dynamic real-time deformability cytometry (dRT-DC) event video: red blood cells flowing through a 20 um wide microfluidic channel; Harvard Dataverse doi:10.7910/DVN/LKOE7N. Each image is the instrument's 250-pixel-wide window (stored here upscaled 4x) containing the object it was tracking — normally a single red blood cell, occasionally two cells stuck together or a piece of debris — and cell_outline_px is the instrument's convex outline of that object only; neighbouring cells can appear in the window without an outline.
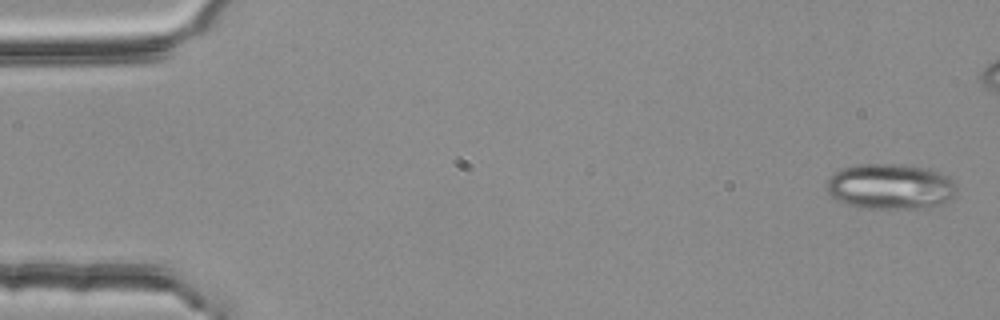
{"species": "common noctule bat (a hibernating species)", "species_latin": "Nyctalus noctula", "temperature_condition": "room temperature", "stored_images_in_passage": 4, "camera_frame_rate_fps": 3000, "um_per_image_px": 0.085, "animal": {"sex": "female", "body_mass_g": 25.1}, "frame": {"image": 1, "passage_image": 1, "time_ms": 0.0, "image_size_px": [1000, 320], "cell_outline_px": [[956, 196], [940, 204], [928, 208], [860, 208], [836, 200], [824, 188], [828, 180], [840, 168], [860, 164], [900, 164], [928, 168], [952, 180], [956, 184]], "centroid_in_image_um": [75.67, 15.86], "position_along_channel_um": 9.3, "area_um2": 34.56}}